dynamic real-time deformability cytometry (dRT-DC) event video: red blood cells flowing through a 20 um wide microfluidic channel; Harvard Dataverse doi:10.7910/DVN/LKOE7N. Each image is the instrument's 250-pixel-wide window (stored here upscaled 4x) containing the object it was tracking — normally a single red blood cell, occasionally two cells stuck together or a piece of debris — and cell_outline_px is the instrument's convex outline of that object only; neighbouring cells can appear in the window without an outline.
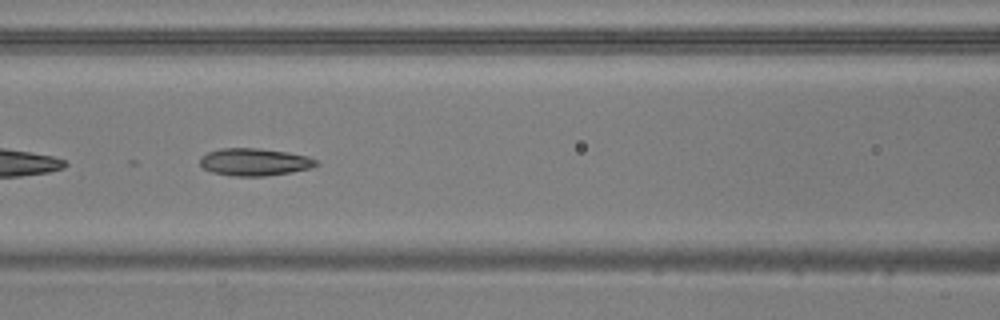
{"species": "common noctule bat (a hibernating species)", "species_latin": "Nyctalus noctula", "temperature_condition": "warm", "stored_images_in_passage": 54, "camera_frame_rate_fps": 3000, "um_per_image_px": 0.085, "animal": {"sex": "male", "body_mass_g": 20.5, "forearm_length_mm": 52.5}, "frame": {"image": 1, "passage_image": 24, "time_ms": 7.667, "image_size_px": [1000, 320], "cell_outline_px": [[320, 164], [312, 168], [264, 176], [232, 176], [212, 172], [204, 168], [200, 164], [200, 156], [208, 152], [220, 148], [260, 148], [308, 156], [316, 160]], "centroid_in_image_um": [21.61, 13.76], "position_along_channel_um": 145.0, "area_um2": 18.5}}
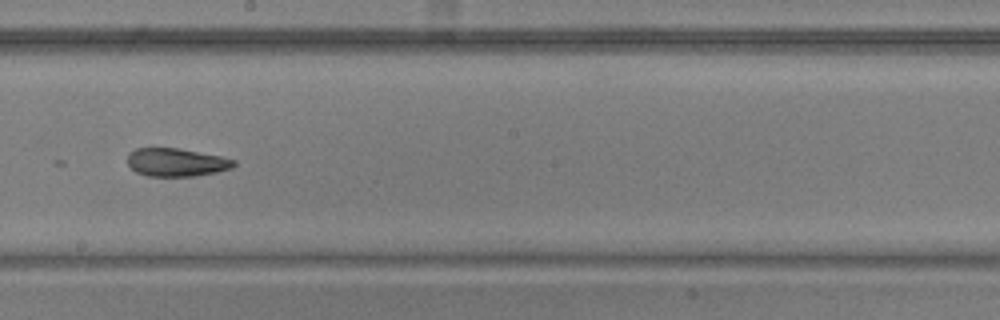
{"frame": {"image": 2, "passage_image": 31, "time_ms": 10.0, "image_size_px": [1000, 320], "cell_outline_px": [[236, 164], [232, 168], [216, 172], [196, 176], [148, 176], [136, 172], [128, 164], [128, 152], [136, 148], [180, 148], [220, 156], [236, 160]], "centroid_in_image_um": [14.99, 13.79], "position_along_channel_um": 233.2, "area_um2": 17.51}, "authors_computed_cell_mechanics": {"area_um2": 20.0566, "velocity_mm_per_s": 3.787, "shape_relaxation_time_tau1_ms": 9.4815, "shape_relaxation_time_tau2_ms": 2.1485, "deformation_change_tau1": 0.1792, "deformation_change_tau2": 0.0874}}